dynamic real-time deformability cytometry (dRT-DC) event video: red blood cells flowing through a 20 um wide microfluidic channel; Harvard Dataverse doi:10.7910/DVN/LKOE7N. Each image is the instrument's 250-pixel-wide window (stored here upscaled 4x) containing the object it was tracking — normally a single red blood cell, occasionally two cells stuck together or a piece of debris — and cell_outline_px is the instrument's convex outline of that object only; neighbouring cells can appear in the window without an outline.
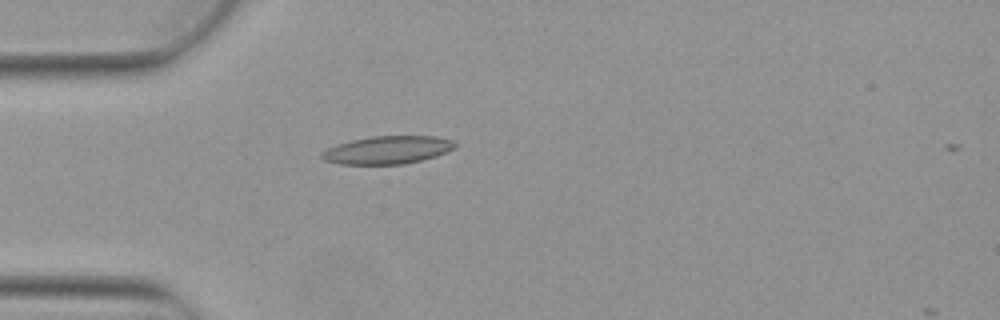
{"species": "Egyptian fruit bat (a non-hibernating species)", "species_latin": "Rousettus aegyptiacus", "temperature_condition": "warm", "stored_images_in_passage": 1, "camera_frame_rate_fps": 3000, "um_per_image_px": 0.085, "animal": {"sex": "female"}, "frame": {"image": 1, "passage_image": 1, "time_ms": 0.0, "image_size_px": [1000, 320], "cell_outline_px": [[456, 148], [436, 156], [404, 164], [340, 164], [324, 160], [320, 156], [320, 152], [336, 144], [352, 140], [372, 136], [436, 136], [452, 140], [456, 144]], "centroid_in_image_um": [32.93, 12.74], "position_along_channel_um": 52.1, "area_um2": 21.68}}